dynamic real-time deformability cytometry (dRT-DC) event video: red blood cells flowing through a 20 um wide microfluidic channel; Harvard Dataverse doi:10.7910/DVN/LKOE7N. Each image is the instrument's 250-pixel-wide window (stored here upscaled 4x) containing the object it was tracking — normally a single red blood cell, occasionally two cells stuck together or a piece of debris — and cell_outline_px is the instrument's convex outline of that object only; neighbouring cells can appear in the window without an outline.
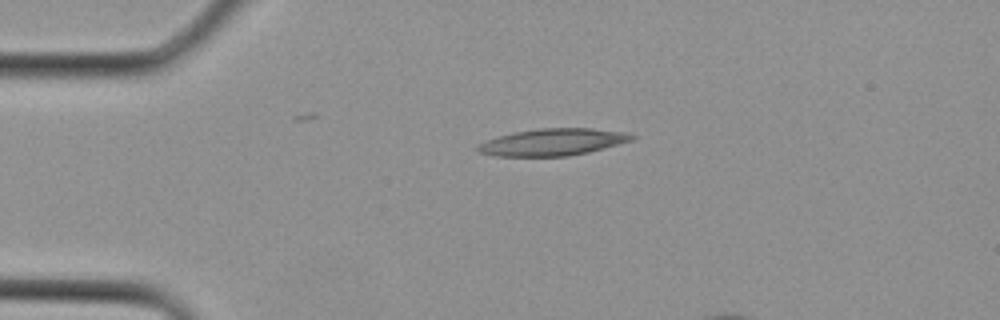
{"species": "Egyptian fruit bat (a non-hibernating species)", "species_latin": "Rousettus aegyptiacus", "temperature_condition": "cold", "stored_images_in_passage": 3, "camera_frame_rate_fps": 3000, "um_per_image_px": 0.085, "animal": {"sex": "female"}, "frame": {"image": 1, "passage_image": 1, "time_ms": 0.0, "image_size_px": [1000, 320], "cell_outline_px": [[636, 136], [632, 140], [588, 152], [568, 156], [492, 156], [480, 152], [476, 148], [480, 144], [488, 140], [512, 132], [540, 128], [592, 128], [632, 132]], "centroid_in_image_um": [47.04, 12.07], "position_along_channel_um": 38.0, "area_um2": 24.16}}